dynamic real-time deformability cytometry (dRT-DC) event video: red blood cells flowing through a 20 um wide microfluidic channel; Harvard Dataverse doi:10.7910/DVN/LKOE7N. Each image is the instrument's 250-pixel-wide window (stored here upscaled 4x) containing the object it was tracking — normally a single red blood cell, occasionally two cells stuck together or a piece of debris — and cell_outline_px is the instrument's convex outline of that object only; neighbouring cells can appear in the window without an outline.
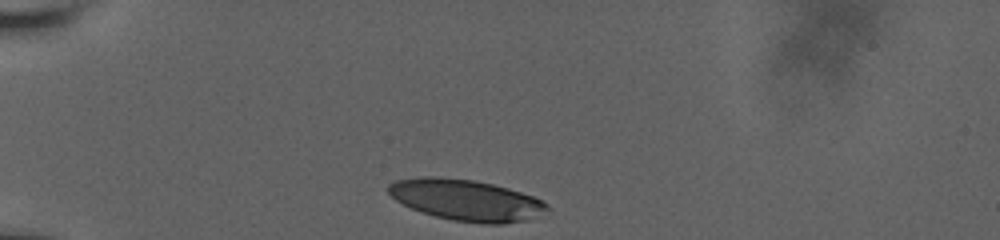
{"species": "human", "species_latin": "Homo sapiens", "temperature_condition": "room temperature", "stored_images_in_passage": 33, "camera_frame_rate_fps": 3000, "um_per_image_px": 0.085, "donor": {"sex": "male"}, "frame": {"image": 1, "passage_image": 1, "time_ms": 0.0, "image_size_px": [1000, 240], "cell_outline_px": [[548, 208], [524, 220], [504, 224], [484, 224], [452, 220], [436, 216], [412, 208], [396, 200], [388, 192], [388, 184], [396, 180], [420, 176], [440, 176], [472, 180], [492, 184], [508, 188], [532, 196], [548, 204]], "centroid_in_image_um": [39.56, 16.99], "position_along_channel_um": 45.4, "area_um2": 37.57}}
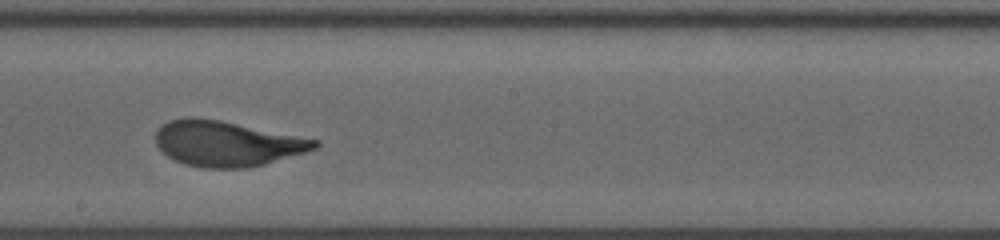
{"frame": {"image": 2, "passage_image": 19, "time_ms": 6.0, "image_size_px": [1000, 240], "cell_outline_px": [[320, 144], [316, 148], [304, 152], [264, 164], [248, 168], [204, 168], [184, 164], [168, 156], [156, 144], [156, 132], [160, 124], [168, 120], [184, 116], [192, 116], [220, 120], [320, 140]], "centroid_in_image_um": [19.25, 12.18], "position_along_channel_um": 229.0, "area_um2": 42.08}}
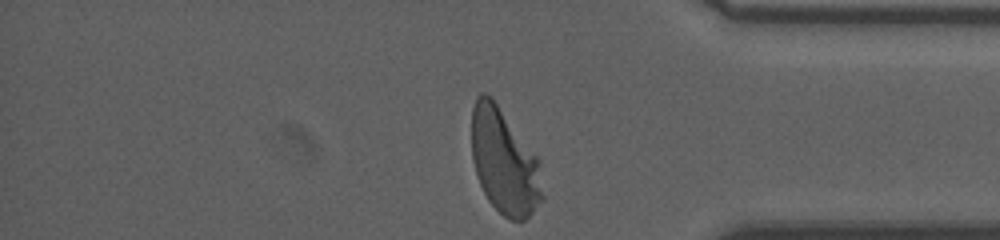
{"frame": {"image": 3, "passage_image": 33, "time_ms": 10.667, "image_size_px": [1000, 240], "cell_outline_px": [[544, 200], [524, 220], [512, 220], [504, 216], [488, 200], [480, 184], [472, 160], [472, 108], [476, 96], [480, 92], [484, 92], [492, 96], [540, 160], [544, 196]], "centroid_in_image_um": [42.88, 13.71], "position_along_channel_um": 392.3, "area_um2": 43.81}, "authors_computed_cell_mechanics": {"area_um2": 42.0784, "velocity_mm_per_s": 3.7712, "shape_relaxation_time_tau1_ms": 3.4449, "shape_relaxation_time_tau2_ms": null, "deformation_change_tau1": 0.181, "deformation_change_tau2": null}}